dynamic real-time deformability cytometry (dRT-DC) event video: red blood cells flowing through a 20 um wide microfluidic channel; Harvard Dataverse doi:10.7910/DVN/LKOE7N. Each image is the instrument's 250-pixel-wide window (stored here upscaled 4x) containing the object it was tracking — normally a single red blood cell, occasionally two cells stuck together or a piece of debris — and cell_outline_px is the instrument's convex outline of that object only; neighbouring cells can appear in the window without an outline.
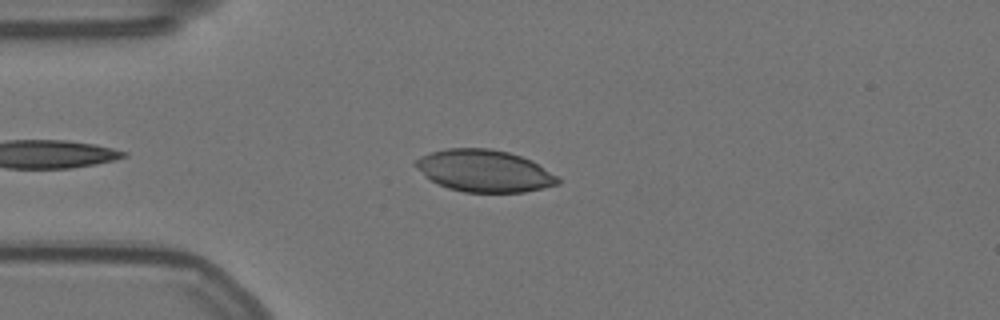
{"species": "Egyptian fruit bat (a non-hibernating species)", "species_latin": "Rousettus aegyptiacus", "temperature_condition": "warm", "stored_images_in_passage": 21, "camera_frame_rate_fps": 3000, "um_per_image_px": 0.085, "animal": {"sex": "female"}, "frame": {"image": 1, "passage_image": 7, "time_ms": 2.0, "image_size_px": [1000, 320], "cell_outline_px": [[560, 184], [544, 188], [524, 192], [464, 192], [448, 188], [424, 176], [412, 164], [420, 156], [444, 148], [492, 148], [508, 152], [532, 160], [556, 176], [560, 180]], "centroid_in_image_um": [41.15, 14.52], "position_along_channel_um": 43.9, "area_um2": 34.85}}
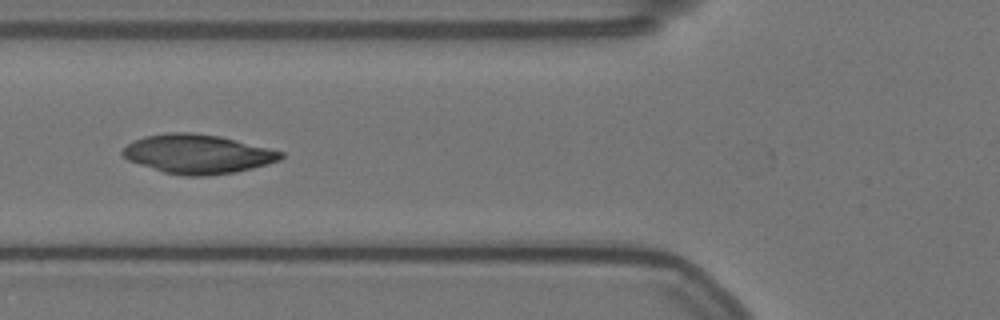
{"frame": {"image": 2, "passage_image": 14, "time_ms": 4.333, "image_size_px": [1000, 320], "cell_outline_px": [[284, 156], [280, 160], [268, 164], [236, 172], [204, 176], [184, 176], [164, 172], [128, 160], [120, 152], [128, 144], [144, 136], [168, 132], [192, 132], [220, 136], [284, 152]], "centroid_in_image_um": [16.81, 13.09], "position_along_channel_um": 109.0, "area_um2": 35.89}}
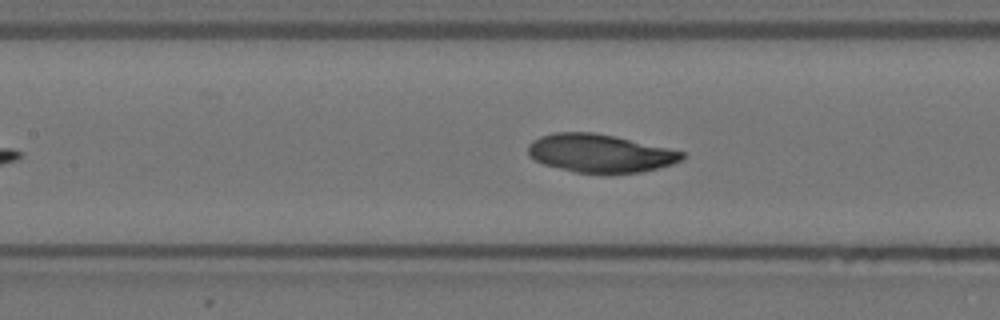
{"frame": {"image": 3, "passage_image": 18, "time_ms": 5.667, "image_size_px": [1000, 320], "cell_outline_px": [[684, 156], [680, 160], [672, 164], [640, 172], [612, 176], [604, 176], [576, 172], [544, 164], [528, 156], [528, 144], [532, 140], [540, 136], [556, 132], [592, 132], [612, 136], [684, 152]], "centroid_in_image_um": [50.95, 13.07], "position_along_channel_um": 156.4, "area_um2": 34.51}}